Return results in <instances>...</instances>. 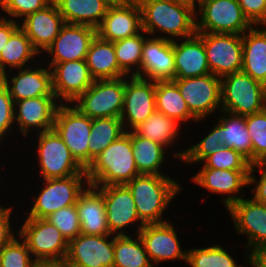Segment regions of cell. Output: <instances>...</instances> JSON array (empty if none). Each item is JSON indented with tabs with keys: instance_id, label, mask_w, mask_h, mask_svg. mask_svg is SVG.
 <instances>
[{
	"instance_id": "1",
	"label": "cell",
	"mask_w": 266,
	"mask_h": 267,
	"mask_svg": "<svg viewBox=\"0 0 266 267\" xmlns=\"http://www.w3.org/2000/svg\"><path fill=\"white\" fill-rule=\"evenodd\" d=\"M196 7L194 4L180 0H155L141 8L142 29L146 34L153 36L159 30L168 37L157 38H166L170 41L176 38L177 40L189 38L197 33Z\"/></svg>"
},
{
	"instance_id": "2",
	"label": "cell",
	"mask_w": 266,
	"mask_h": 267,
	"mask_svg": "<svg viewBox=\"0 0 266 267\" xmlns=\"http://www.w3.org/2000/svg\"><path fill=\"white\" fill-rule=\"evenodd\" d=\"M134 199L139 219L144 224L163 223L162 215L181 189L174 179L164 175L139 174L125 184Z\"/></svg>"
},
{
	"instance_id": "3",
	"label": "cell",
	"mask_w": 266,
	"mask_h": 267,
	"mask_svg": "<svg viewBox=\"0 0 266 267\" xmlns=\"http://www.w3.org/2000/svg\"><path fill=\"white\" fill-rule=\"evenodd\" d=\"M87 180L93 186L122 185L139 175L132 145L131 131L103 150L86 169Z\"/></svg>"
},
{
	"instance_id": "4",
	"label": "cell",
	"mask_w": 266,
	"mask_h": 267,
	"mask_svg": "<svg viewBox=\"0 0 266 267\" xmlns=\"http://www.w3.org/2000/svg\"><path fill=\"white\" fill-rule=\"evenodd\" d=\"M266 108V86L243 71L221 78V110L249 115Z\"/></svg>"
},
{
	"instance_id": "5",
	"label": "cell",
	"mask_w": 266,
	"mask_h": 267,
	"mask_svg": "<svg viewBox=\"0 0 266 267\" xmlns=\"http://www.w3.org/2000/svg\"><path fill=\"white\" fill-rule=\"evenodd\" d=\"M18 237L23 239L38 264H63L68 242L47 219H25Z\"/></svg>"
},
{
	"instance_id": "6",
	"label": "cell",
	"mask_w": 266,
	"mask_h": 267,
	"mask_svg": "<svg viewBox=\"0 0 266 267\" xmlns=\"http://www.w3.org/2000/svg\"><path fill=\"white\" fill-rule=\"evenodd\" d=\"M200 17L196 19L197 33H226L242 35L253 25L244 16L238 0H201Z\"/></svg>"
},
{
	"instance_id": "7",
	"label": "cell",
	"mask_w": 266,
	"mask_h": 267,
	"mask_svg": "<svg viewBox=\"0 0 266 267\" xmlns=\"http://www.w3.org/2000/svg\"><path fill=\"white\" fill-rule=\"evenodd\" d=\"M124 91L125 77L98 79L72 103L83 115L91 119L120 118Z\"/></svg>"
},
{
	"instance_id": "8",
	"label": "cell",
	"mask_w": 266,
	"mask_h": 267,
	"mask_svg": "<svg viewBox=\"0 0 266 267\" xmlns=\"http://www.w3.org/2000/svg\"><path fill=\"white\" fill-rule=\"evenodd\" d=\"M72 106L64 105L63 102L58 106L53 129L67 145L75 160L86 170L89 167L88 142L92 119Z\"/></svg>"
},
{
	"instance_id": "9",
	"label": "cell",
	"mask_w": 266,
	"mask_h": 267,
	"mask_svg": "<svg viewBox=\"0 0 266 267\" xmlns=\"http://www.w3.org/2000/svg\"><path fill=\"white\" fill-rule=\"evenodd\" d=\"M43 181L46 185L37 197H33V200H35L34 205L31 207L29 214H27L29 218L46 219L61 208L75 205L79 194L89 184L87 175L49 178Z\"/></svg>"
},
{
	"instance_id": "10",
	"label": "cell",
	"mask_w": 266,
	"mask_h": 267,
	"mask_svg": "<svg viewBox=\"0 0 266 267\" xmlns=\"http://www.w3.org/2000/svg\"><path fill=\"white\" fill-rule=\"evenodd\" d=\"M38 134L37 151L43 180L87 175L86 170L71 155L69 148L54 129Z\"/></svg>"
},
{
	"instance_id": "11",
	"label": "cell",
	"mask_w": 266,
	"mask_h": 267,
	"mask_svg": "<svg viewBox=\"0 0 266 267\" xmlns=\"http://www.w3.org/2000/svg\"><path fill=\"white\" fill-rule=\"evenodd\" d=\"M190 113L199 121L221 111V78L212 73L190 78H174Z\"/></svg>"
},
{
	"instance_id": "12",
	"label": "cell",
	"mask_w": 266,
	"mask_h": 267,
	"mask_svg": "<svg viewBox=\"0 0 266 267\" xmlns=\"http://www.w3.org/2000/svg\"><path fill=\"white\" fill-rule=\"evenodd\" d=\"M204 42L210 72L224 77L242 69V35L196 33Z\"/></svg>"
},
{
	"instance_id": "13",
	"label": "cell",
	"mask_w": 266,
	"mask_h": 267,
	"mask_svg": "<svg viewBox=\"0 0 266 267\" xmlns=\"http://www.w3.org/2000/svg\"><path fill=\"white\" fill-rule=\"evenodd\" d=\"M63 266L114 267V236L79 234L68 242Z\"/></svg>"
},
{
	"instance_id": "14",
	"label": "cell",
	"mask_w": 266,
	"mask_h": 267,
	"mask_svg": "<svg viewBox=\"0 0 266 267\" xmlns=\"http://www.w3.org/2000/svg\"><path fill=\"white\" fill-rule=\"evenodd\" d=\"M129 77L128 81L125 78L123 109L120 117L124 128L127 127L125 128L127 132L143 123L156 110L155 81L137 76Z\"/></svg>"
},
{
	"instance_id": "15",
	"label": "cell",
	"mask_w": 266,
	"mask_h": 267,
	"mask_svg": "<svg viewBox=\"0 0 266 267\" xmlns=\"http://www.w3.org/2000/svg\"><path fill=\"white\" fill-rule=\"evenodd\" d=\"M227 211L237 233L247 236V252L266 247V205L252 199H240ZM250 247V248H249Z\"/></svg>"
},
{
	"instance_id": "16",
	"label": "cell",
	"mask_w": 266,
	"mask_h": 267,
	"mask_svg": "<svg viewBox=\"0 0 266 267\" xmlns=\"http://www.w3.org/2000/svg\"><path fill=\"white\" fill-rule=\"evenodd\" d=\"M95 187L103 195L110 233L127 235L123 229L138 221L140 223L136 231L138 234L145 224L138 217L136 205L128 187L125 184Z\"/></svg>"
},
{
	"instance_id": "17",
	"label": "cell",
	"mask_w": 266,
	"mask_h": 267,
	"mask_svg": "<svg viewBox=\"0 0 266 267\" xmlns=\"http://www.w3.org/2000/svg\"><path fill=\"white\" fill-rule=\"evenodd\" d=\"M48 67L51 69L52 88L56 99L67 104L72 105L95 81L86 60L65 61L49 64Z\"/></svg>"
},
{
	"instance_id": "18",
	"label": "cell",
	"mask_w": 266,
	"mask_h": 267,
	"mask_svg": "<svg viewBox=\"0 0 266 267\" xmlns=\"http://www.w3.org/2000/svg\"><path fill=\"white\" fill-rule=\"evenodd\" d=\"M96 36V28L92 26L65 23L53 43L45 50L52 56L49 64L86 60L91 42Z\"/></svg>"
},
{
	"instance_id": "19",
	"label": "cell",
	"mask_w": 266,
	"mask_h": 267,
	"mask_svg": "<svg viewBox=\"0 0 266 267\" xmlns=\"http://www.w3.org/2000/svg\"><path fill=\"white\" fill-rule=\"evenodd\" d=\"M138 235L151 263L158 264L175 259L187 260V250L181 249L177 233L170 222L145 224Z\"/></svg>"
},
{
	"instance_id": "20",
	"label": "cell",
	"mask_w": 266,
	"mask_h": 267,
	"mask_svg": "<svg viewBox=\"0 0 266 267\" xmlns=\"http://www.w3.org/2000/svg\"><path fill=\"white\" fill-rule=\"evenodd\" d=\"M136 76L152 81L173 80L175 76L174 41L157 38V36L148 37L143 44L142 63Z\"/></svg>"
},
{
	"instance_id": "21",
	"label": "cell",
	"mask_w": 266,
	"mask_h": 267,
	"mask_svg": "<svg viewBox=\"0 0 266 267\" xmlns=\"http://www.w3.org/2000/svg\"><path fill=\"white\" fill-rule=\"evenodd\" d=\"M57 102L55 96L28 98L14 102V123L19 125L22 135L27 136L28 131L33 128H38L39 132L53 129L56 110L60 105V102Z\"/></svg>"
},
{
	"instance_id": "22",
	"label": "cell",
	"mask_w": 266,
	"mask_h": 267,
	"mask_svg": "<svg viewBox=\"0 0 266 267\" xmlns=\"http://www.w3.org/2000/svg\"><path fill=\"white\" fill-rule=\"evenodd\" d=\"M64 25L62 15L56 3L52 1L44 9L27 15L20 24V28L41 54L53 43Z\"/></svg>"
},
{
	"instance_id": "23",
	"label": "cell",
	"mask_w": 266,
	"mask_h": 267,
	"mask_svg": "<svg viewBox=\"0 0 266 267\" xmlns=\"http://www.w3.org/2000/svg\"><path fill=\"white\" fill-rule=\"evenodd\" d=\"M17 75L10 79L7 73L0 77V80L7 87L13 102L28 98H36L42 96H55L52 88L51 69L32 68L26 66L25 69L20 68ZM10 83V84H9Z\"/></svg>"
},
{
	"instance_id": "24",
	"label": "cell",
	"mask_w": 266,
	"mask_h": 267,
	"mask_svg": "<svg viewBox=\"0 0 266 267\" xmlns=\"http://www.w3.org/2000/svg\"><path fill=\"white\" fill-rule=\"evenodd\" d=\"M250 170H223L215 168H201L191 179L200 187L205 188L211 193L227 194L223 202L228 209L232 204L242 199L239 192L243 186L248 185V176ZM235 194V195H234Z\"/></svg>"
},
{
	"instance_id": "25",
	"label": "cell",
	"mask_w": 266,
	"mask_h": 267,
	"mask_svg": "<svg viewBox=\"0 0 266 267\" xmlns=\"http://www.w3.org/2000/svg\"><path fill=\"white\" fill-rule=\"evenodd\" d=\"M142 30L141 9L126 4L108 7L101 24L96 28L97 36L108 42L134 36Z\"/></svg>"
},
{
	"instance_id": "26",
	"label": "cell",
	"mask_w": 266,
	"mask_h": 267,
	"mask_svg": "<svg viewBox=\"0 0 266 267\" xmlns=\"http://www.w3.org/2000/svg\"><path fill=\"white\" fill-rule=\"evenodd\" d=\"M80 233L85 235H112L107 225L106 206L101 192L88 184L76 202Z\"/></svg>"
},
{
	"instance_id": "27",
	"label": "cell",
	"mask_w": 266,
	"mask_h": 267,
	"mask_svg": "<svg viewBox=\"0 0 266 267\" xmlns=\"http://www.w3.org/2000/svg\"><path fill=\"white\" fill-rule=\"evenodd\" d=\"M174 78H190L210 74L203 40L197 35L174 40Z\"/></svg>"
},
{
	"instance_id": "28",
	"label": "cell",
	"mask_w": 266,
	"mask_h": 267,
	"mask_svg": "<svg viewBox=\"0 0 266 267\" xmlns=\"http://www.w3.org/2000/svg\"><path fill=\"white\" fill-rule=\"evenodd\" d=\"M242 69L266 86V28L251 27L242 34Z\"/></svg>"
},
{
	"instance_id": "29",
	"label": "cell",
	"mask_w": 266,
	"mask_h": 267,
	"mask_svg": "<svg viewBox=\"0 0 266 267\" xmlns=\"http://www.w3.org/2000/svg\"><path fill=\"white\" fill-rule=\"evenodd\" d=\"M222 112V117L220 115L218 118L220 145L239 152L252 164V141L246 126V116Z\"/></svg>"
},
{
	"instance_id": "30",
	"label": "cell",
	"mask_w": 266,
	"mask_h": 267,
	"mask_svg": "<svg viewBox=\"0 0 266 267\" xmlns=\"http://www.w3.org/2000/svg\"><path fill=\"white\" fill-rule=\"evenodd\" d=\"M86 63L95 80L128 78L118 65L113 42L102 40L98 36L91 42Z\"/></svg>"
},
{
	"instance_id": "31",
	"label": "cell",
	"mask_w": 266,
	"mask_h": 267,
	"mask_svg": "<svg viewBox=\"0 0 266 267\" xmlns=\"http://www.w3.org/2000/svg\"><path fill=\"white\" fill-rule=\"evenodd\" d=\"M66 24L88 25L97 28L108 6L101 0H53Z\"/></svg>"
},
{
	"instance_id": "32",
	"label": "cell",
	"mask_w": 266,
	"mask_h": 267,
	"mask_svg": "<svg viewBox=\"0 0 266 267\" xmlns=\"http://www.w3.org/2000/svg\"><path fill=\"white\" fill-rule=\"evenodd\" d=\"M155 105L156 111L177 120L179 123L190 119L198 121L190 113L186 101L173 80L155 81Z\"/></svg>"
},
{
	"instance_id": "33",
	"label": "cell",
	"mask_w": 266,
	"mask_h": 267,
	"mask_svg": "<svg viewBox=\"0 0 266 267\" xmlns=\"http://www.w3.org/2000/svg\"><path fill=\"white\" fill-rule=\"evenodd\" d=\"M40 53L33 47L25 32L19 27L0 52V77L8 68H25V65Z\"/></svg>"
},
{
	"instance_id": "34",
	"label": "cell",
	"mask_w": 266,
	"mask_h": 267,
	"mask_svg": "<svg viewBox=\"0 0 266 267\" xmlns=\"http://www.w3.org/2000/svg\"><path fill=\"white\" fill-rule=\"evenodd\" d=\"M134 161L140 174L164 175L159 170L164 162L165 147L131 131Z\"/></svg>"
},
{
	"instance_id": "35",
	"label": "cell",
	"mask_w": 266,
	"mask_h": 267,
	"mask_svg": "<svg viewBox=\"0 0 266 267\" xmlns=\"http://www.w3.org/2000/svg\"><path fill=\"white\" fill-rule=\"evenodd\" d=\"M180 123L161 112L154 111L143 123L136 126L132 131L141 137L150 139L163 145H173L180 134Z\"/></svg>"
},
{
	"instance_id": "36",
	"label": "cell",
	"mask_w": 266,
	"mask_h": 267,
	"mask_svg": "<svg viewBox=\"0 0 266 267\" xmlns=\"http://www.w3.org/2000/svg\"><path fill=\"white\" fill-rule=\"evenodd\" d=\"M91 136L88 142L89 165L112 142L126 133L122 120L115 117L92 119Z\"/></svg>"
},
{
	"instance_id": "37",
	"label": "cell",
	"mask_w": 266,
	"mask_h": 267,
	"mask_svg": "<svg viewBox=\"0 0 266 267\" xmlns=\"http://www.w3.org/2000/svg\"><path fill=\"white\" fill-rule=\"evenodd\" d=\"M114 267H154L138 234L114 236Z\"/></svg>"
},
{
	"instance_id": "38",
	"label": "cell",
	"mask_w": 266,
	"mask_h": 267,
	"mask_svg": "<svg viewBox=\"0 0 266 267\" xmlns=\"http://www.w3.org/2000/svg\"><path fill=\"white\" fill-rule=\"evenodd\" d=\"M144 33L146 34V32L142 30L139 34L113 42L118 65L127 76L128 74L130 76H136L140 71L142 48L144 41L148 38L144 37ZM133 68H135V71Z\"/></svg>"
},
{
	"instance_id": "39",
	"label": "cell",
	"mask_w": 266,
	"mask_h": 267,
	"mask_svg": "<svg viewBox=\"0 0 266 267\" xmlns=\"http://www.w3.org/2000/svg\"><path fill=\"white\" fill-rule=\"evenodd\" d=\"M186 262L191 267H243L220 245L187 250Z\"/></svg>"
},
{
	"instance_id": "40",
	"label": "cell",
	"mask_w": 266,
	"mask_h": 267,
	"mask_svg": "<svg viewBox=\"0 0 266 267\" xmlns=\"http://www.w3.org/2000/svg\"><path fill=\"white\" fill-rule=\"evenodd\" d=\"M246 126L252 141V164L266 160V108L246 115Z\"/></svg>"
},
{
	"instance_id": "41",
	"label": "cell",
	"mask_w": 266,
	"mask_h": 267,
	"mask_svg": "<svg viewBox=\"0 0 266 267\" xmlns=\"http://www.w3.org/2000/svg\"><path fill=\"white\" fill-rule=\"evenodd\" d=\"M211 130L199 143L184 151L175 152L173 156L187 164H191L204 161L209 155L219 151L222 147L219 137V121Z\"/></svg>"
},
{
	"instance_id": "42",
	"label": "cell",
	"mask_w": 266,
	"mask_h": 267,
	"mask_svg": "<svg viewBox=\"0 0 266 267\" xmlns=\"http://www.w3.org/2000/svg\"><path fill=\"white\" fill-rule=\"evenodd\" d=\"M26 243L14 237L0 249V267H36Z\"/></svg>"
},
{
	"instance_id": "43",
	"label": "cell",
	"mask_w": 266,
	"mask_h": 267,
	"mask_svg": "<svg viewBox=\"0 0 266 267\" xmlns=\"http://www.w3.org/2000/svg\"><path fill=\"white\" fill-rule=\"evenodd\" d=\"M204 162L203 168L223 170H250L251 166L244 156L228 147H221L219 151L209 155Z\"/></svg>"
},
{
	"instance_id": "44",
	"label": "cell",
	"mask_w": 266,
	"mask_h": 267,
	"mask_svg": "<svg viewBox=\"0 0 266 267\" xmlns=\"http://www.w3.org/2000/svg\"><path fill=\"white\" fill-rule=\"evenodd\" d=\"M67 240L75 239L80 233V222L76 205L61 208L46 218Z\"/></svg>"
},
{
	"instance_id": "45",
	"label": "cell",
	"mask_w": 266,
	"mask_h": 267,
	"mask_svg": "<svg viewBox=\"0 0 266 267\" xmlns=\"http://www.w3.org/2000/svg\"><path fill=\"white\" fill-rule=\"evenodd\" d=\"M53 0H0L1 9L7 13L10 18H25L27 15L44 9Z\"/></svg>"
},
{
	"instance_id": "46",
	"label": "cell",
	"mask_w": 266,
	"mask_h": 267,
	"mask_svg": "<svg viewBox=\"0 0 266 267\" xmlns=\"http://www.w3.org/2000/svg\"><path fill=\"white\" fill-rule=\"evenodd\" d=\"M14 123V102L7 87L0 80V141Z\"/></svg>"
},
{
	"instance_id": "47",
	"label": "cell",
	"mask_w": 266,
	"mask_h": 267,
	"mask_svg": "<svg viewBox=\"0 0 266 267\" xmlns=\"http://www.w3.org/2000/svg\"><path fill=\"white\" fill-rule=\"evenodd\" d=\"M244 16L254 26L266 27V0H238Z\"/></svg>"
},
{
	"instance_id": "48",
	"label": "cell",
	"mask_w": 266,
	"mask_h": 267,
	"mask_svg": "<svg viewBox=\"0 0 266 267\" xmlns=\"http://www.w3.org/2000/svg\"><path fill=\"white\" fill-rule=\"evenodd\" d=\"M257 170H256V169ZM255 171H259L261 173L260 180H257L255 175ZM255 185V190L252 189L254 192V196L252 197L254 200H256L259 203L266 205V160L256 162L251 164L249 176H248V185Z\"/></svg>"
},
{
	"instance_id": "49",
	"label": "cell",
	"mask_w": 266,
	"mask_h": 267,
	"mask_svg": "<svg viewBox=\"0 0 266 267\" xmlns=\"http://www.w3.org/2000/svg\"><path fill=\"white\" fill-rule=\"evenodd\" d=\"M11 208L0 205V249L15 237L10 224Z\"/></svg>"
},
{
	"instance_id": "50",
	"label": "cell",
	"mask_w": 266,
	"mask_h": 267,
	"mask_svg": "<svg viewBox=\"0 0 266 267\" xmlns=\"http://www.w3.org/2000/svg\"><path fill=\"white\" fill-rule=\"evenodd\" d=\"M20 27V24L11 18L7 20L6 17L0 18V52L4 45L8 42L11 35Z\"/></svg>"
},
{
	"instance_id": "51",
	"label": "cell",
	"mask_w": 266,
	"mask_h": 267,
	"mask_svg": "<svg viewBox=\"0 0 266 267\" xmlns=\"http://www.w3.org/2000/svg\"><path fill=\"white\" fill-rule=\"evenodd\" d=\"M245 255L247 261L251 267H266V247H262L252 251L251 253H246Z\"/></svg>"
},
{
	"instance_id": "52",
	"label": "cell",
	"mask_w": 266,
	"mask_h": 267,
	"mask_svg": "<svg viewBox=\"0 0 266 267\" xmlns=\"http://www.w3.org/2000/svg\"><path fill=\"white\" fill-rule=\"evenodd\" d=\"M155 0H124V4L131 5L136 8H143L146 4L154 2Z\"/></svg>"
},
{
	"instance_id": "53",
	"label": "cell",
	"mask_w": 266,
	"mask_h": 267,
	"mask_svg": "<svg viewBox=\"0 0 266 267\" xmlns=\"http://www.w3.org/2000/svg\"><path fill=\"white\" fill-rule=\"evenodd\" d=\"M103 1L108 7H117L124 5V0H101Z\"/></svg>"
},
{
	"instance_id": "54",
	"label": "cell",
	"mask_w": 266,
	"mask_h": 267,
	"mask_svg": "<svg viewBox=\"0 0 266 267\" xmlns=\"http://www.w3.org/2000/svg\"><path fill=\"white\" fill-rule=\"evenodd\" d=\"M36 267H64L63 264H38Z\"/></svg>"
},
{
	"instance_id": "55",
	"label": "cell",
	"mask_w": 266,
	"mask_h": 267,
	"mask_svg": "<svg viewBox=\"0 0 266 267\" xmlns=\"http://www.w3.org/2000/svg\"><path fill=\"white\" fill-rule=\"evenodd\" d=\"M196 1V2H195ZM201 0H190V4H194V5H196L195 3H199Z\"/></svg>"
},
{
	"instance_id": "56",
	"label": "cell",
	"mask_w": 266,
	"mask_h": 267,
	"mask_svg": "<svg viewBox=\"0 0 266 267\" xmlns=\"http://www.w3.org/2000/svg\"><path fill=\"white\" fill-rule=\"evenodd\" d=\"M180 1H184V2L190 3V0H180Z\"/></svg>"
}]
</instances>
